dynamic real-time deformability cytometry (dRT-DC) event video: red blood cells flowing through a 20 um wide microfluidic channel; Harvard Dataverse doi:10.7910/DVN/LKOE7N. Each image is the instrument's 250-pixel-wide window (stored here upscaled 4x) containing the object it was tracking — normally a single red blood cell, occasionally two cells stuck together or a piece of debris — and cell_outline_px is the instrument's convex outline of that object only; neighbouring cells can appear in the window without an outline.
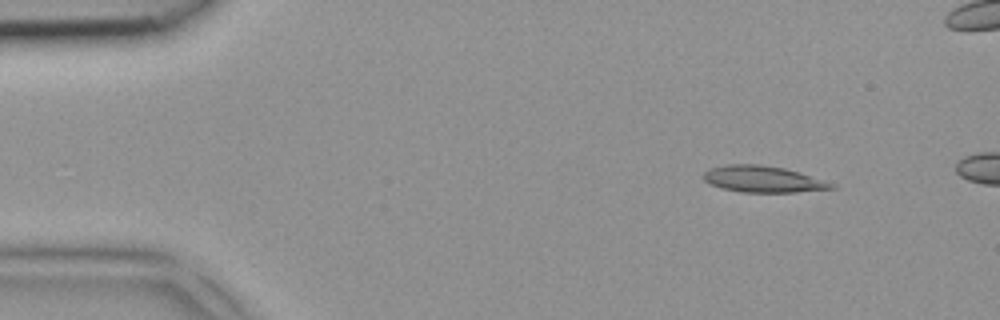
{"species": "common noctule bat (a hibernating species)", "species_latin": "Nyctalus noctula", "temperature_condition": "room temperature", "stored_images_in_passage": 3, "camera_frame_rate_fps": 3000, "um_per_image_px": 0.085, "animal": {"sex": "female", "body_mass_g": 18.4}, "frame": {"image": 1, "passage_image": 1, "time_ms": 0.0, "image_size_px": [1000, 320], "cell_outline_px": [[836, 188], [796, 192], [740, 192], [720, 188], [704, 180], [700, 176], [708, 168], [728, 164], [756, 164], [784, 168], [800, 172], [836, 184]], "centroid_in_image_um": [64.83, 15.22], "position_along_channel_um": 20.2, "area_um2": 19.83}}